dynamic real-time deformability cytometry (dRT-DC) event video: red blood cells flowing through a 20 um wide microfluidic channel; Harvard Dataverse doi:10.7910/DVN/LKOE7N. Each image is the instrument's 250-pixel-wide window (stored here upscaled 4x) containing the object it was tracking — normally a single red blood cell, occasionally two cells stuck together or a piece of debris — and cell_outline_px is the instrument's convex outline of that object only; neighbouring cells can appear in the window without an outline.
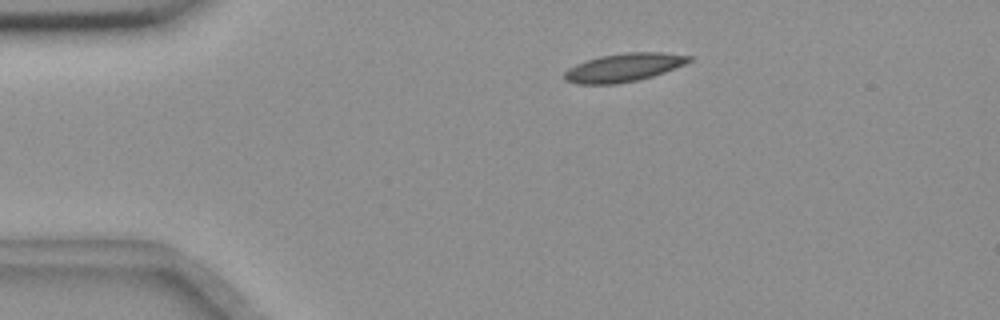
{"species": "common noctule bat (a hibernating species)", "species_latin": "Nyctalus noctula", "temperature_condition": "room temperature", "stored_images_in_passage": 10, "camera_frame_rate_fps": 3000, "um_per_image_px": 0.085, "animal": {"sex": "female", "body_mass_g": 18.4}, "frame": {"image": 1, "passage_image": 2, "time_ms": 1.333, "image_size_px": [1000, 320], "cell_outline_px": [[696, 56], [692, 60], [684, 64], [664, 72], [652, 76], [636, 80], [616, 84], [576, 84], [564, 80], [564, 72], [568, 68], [576, 64], [600, 56], [624, 52], [664, 52]], "centroid_in_image_um": [53.03, 5.73], "position_along_channel_um": 32.0, "area_um2": 20.63}}
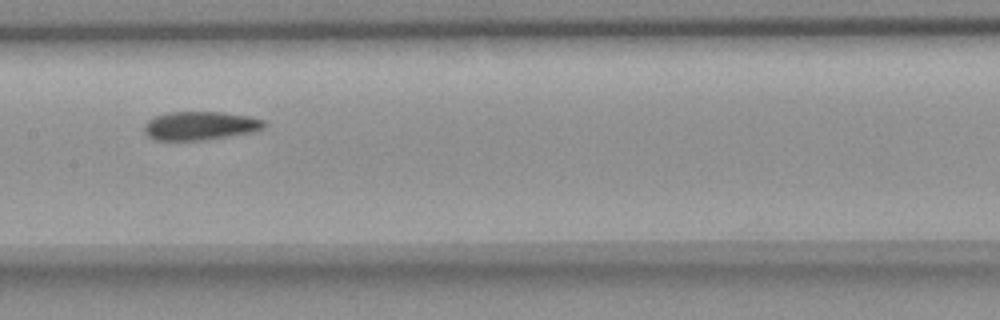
{"frame": {"image": 2, "passage_image": 7, "time_ms": 7.0, "image_size_px": [1000, 320], "cell_outline_px": [[268, 124], [264, 128], [252, 132], [204, 140], [152, 140], [144, 132], [144, 124], [152, 116], [168, 112], [224, 112], [248, 116], [264, 120]], "centroid_in_image_um": [16.99, 10.68], "position_along_channel_um": 190.4, "area_um2": 20.17}}
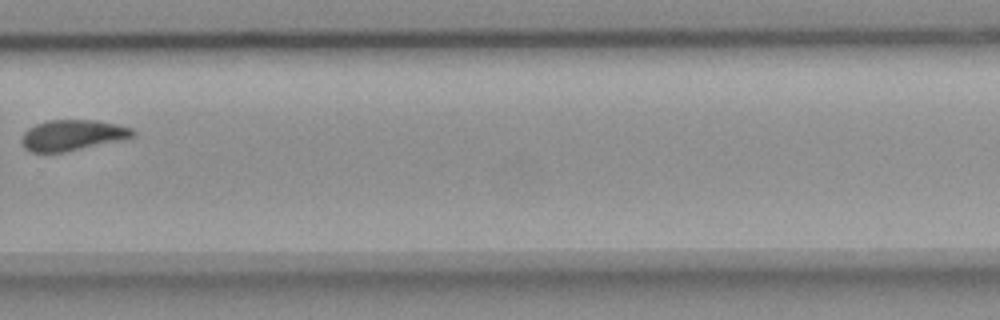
{"frame": {"image": 3, "passage_image": 10, "time_ms": 10.667, "image_size_px": [1000, 320], "cell_outline_px": [[136, 136], [124, 140], [64, 152], [32, 152], [24, 148], [24, 132], [28, 128], [36, 124], [48, 120], [96, 120], [120, 124], [132, 128], [136, 132]], "centroid_in_image_um": [6.25, 11.48], "position_along_channel_um": 323.5, "area_um2": 20.0}}